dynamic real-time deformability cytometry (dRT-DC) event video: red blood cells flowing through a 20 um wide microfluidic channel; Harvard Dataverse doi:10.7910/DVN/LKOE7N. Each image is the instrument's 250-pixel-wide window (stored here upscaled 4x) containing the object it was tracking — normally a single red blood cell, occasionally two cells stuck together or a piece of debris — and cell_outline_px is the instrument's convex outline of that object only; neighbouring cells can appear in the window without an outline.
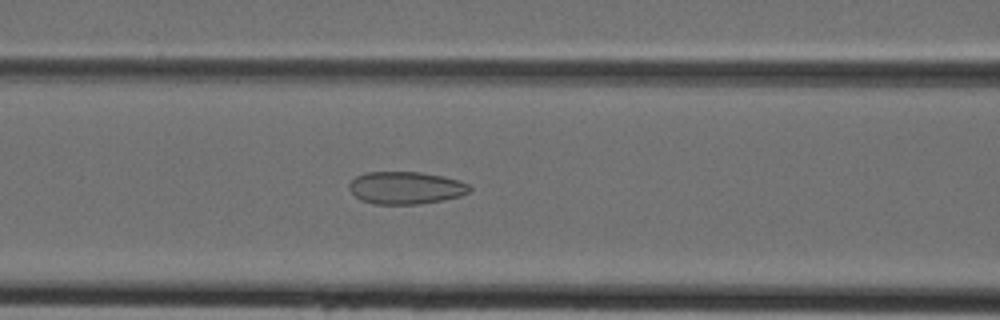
{"species": "Egyptian fruit bat (a non-hibernating species)", "species_latin": "Rousettus aegyptiacus", "temperature_condition": "cold", "stored_images_in_passage": 36, "camera_frame_rate_fps": 3000, "um_per_image_px": 0.085, "animal": {"sex": "female"}, "frame": {"image": 1, "passage_image": 13, "time_ms": 4.0, "image_size_px": [1000, 320], "cell_outline_px": [[472, 188], [468, 192], [460, 196], [420, 204], [372, 204], [360, 200], [348, 188], [348, 184], [356, 176], [364, 172], [420, 172], [444, 176], [468, 184]], "centroid_in_image_um": [34.45, 15.96], "position_along_channel_um": 132.2, "area_um2": 22.77}}
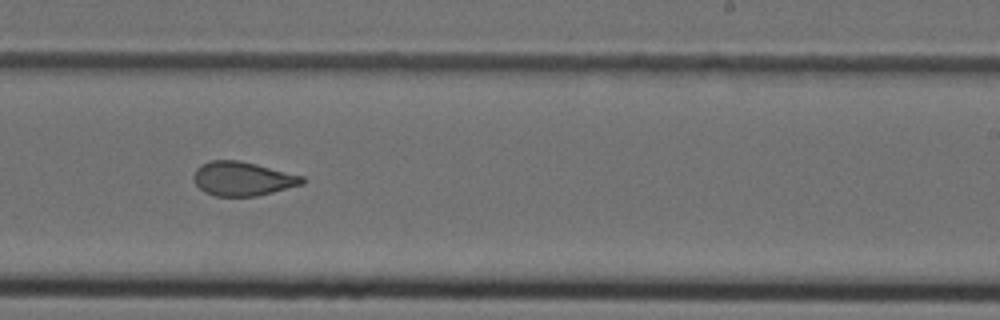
{"frame": {"image": 2, "passage_image": 22, "time_ms": 7.0, "image_size_px": [1000, 320], "cell_outline_px": [[304, 184], [256, 196], [216, 196], [204, 192], [196, 184], [192, 176], [196, 168], [200, 164], [208, 160], [240, 160], [304, 176]], "centroid_in_image_um": [20.59, 15.18], "position_along_channel_um": 268.4, "area_um2": 21.62}}
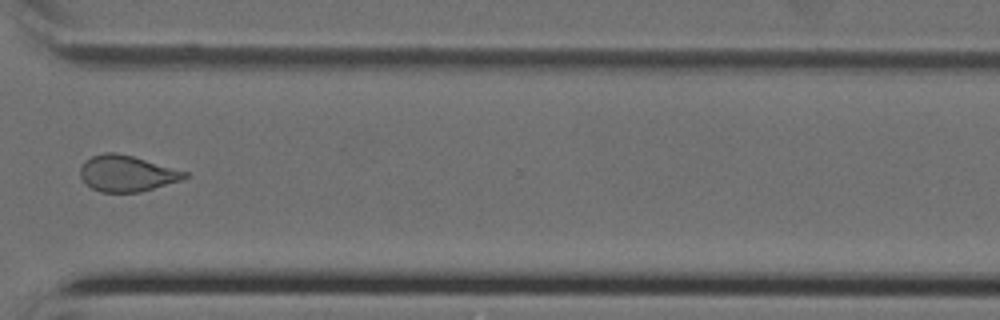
{"frame": {"image": 3, "passage_image": 28, "time_ms": 9.0, "image_size_px": [1000, 320], "cell_outline_px": [[188, 176], [184, 180], [140, 192], [100, 192], [92, 188], [80, 176], [80, 168], [84, 160], [92, 156], [104, 152], [116, 152], [132, 156], [188, 172]], "centroid_in_image_um": [10.79, 14.74], "position_along_channel_um": 359.8, "area_um2": 21.96}}